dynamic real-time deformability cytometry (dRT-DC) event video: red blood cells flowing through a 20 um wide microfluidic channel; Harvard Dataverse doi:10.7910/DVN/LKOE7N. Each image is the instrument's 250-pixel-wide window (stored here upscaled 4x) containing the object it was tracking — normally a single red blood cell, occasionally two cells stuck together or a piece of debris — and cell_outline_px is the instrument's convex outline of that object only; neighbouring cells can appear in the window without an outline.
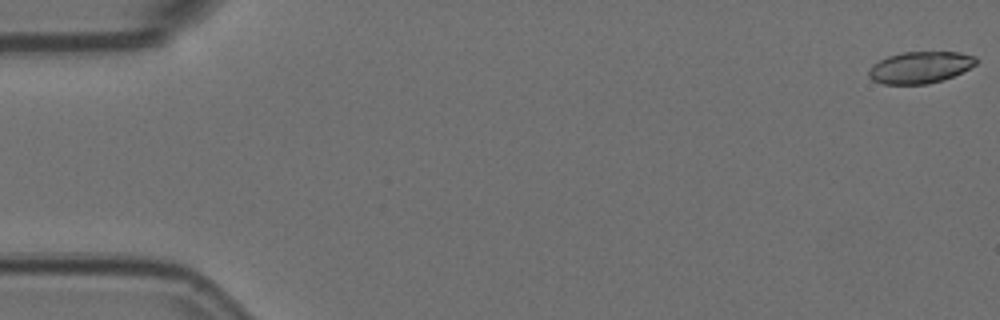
{"species": "Egyptian fruit bat (a non-hibernating species)", "species_latin": "Rousettus aegyptiacus", "temperature_condition": "room temperature", "stored_images_in_passage": 3, "camera_frame_rate_fps": 3000, "um_per_image_px": 0.085, "animal": {"sex": "female"}, "frame": {"image": 1, "passage_image": 1, "time_ms": 0.0, "image_size_px": [1000, 320], "cell_outline_px": [[976, 64], [944, 80], [928, 84], [884, 84], [872, 80], [868, 76], [868, 72], [872, 64], [888, 56], [904, 52], [960, 52], [976, 56]], "centroid_in_image_um": [78.19, 5.73], "position_along_channel_um": 6.8, "area_um2": 19.77}}
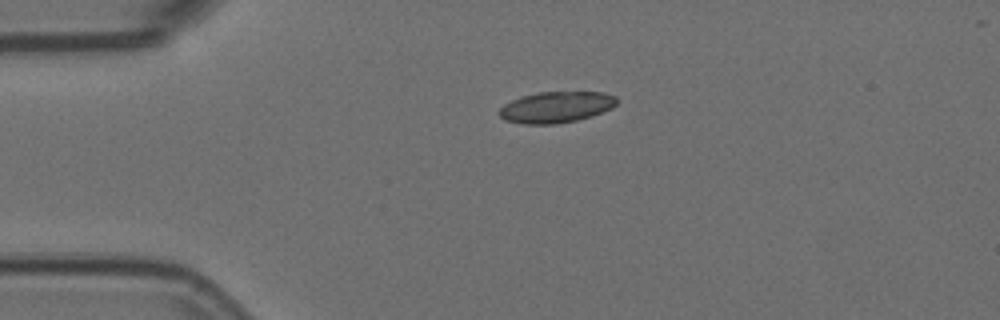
{"frame": {"image": 2, "passage_image": 3, "time_ms": 0.667, "image_size_px": [1000, 320], "cell_outline_px": [[620, 100], [612, 108], [592, 116], [576, 120], [556, 124], [524, 124], [504, 120], [496, 112], [504, 104], [512, 100], [536, 92], [604, 92], [616, 96]], "centroid_in_image_um": [47.28, 9.11], "position_along_channel_um": 37.7, "area_um2": 21.5}}